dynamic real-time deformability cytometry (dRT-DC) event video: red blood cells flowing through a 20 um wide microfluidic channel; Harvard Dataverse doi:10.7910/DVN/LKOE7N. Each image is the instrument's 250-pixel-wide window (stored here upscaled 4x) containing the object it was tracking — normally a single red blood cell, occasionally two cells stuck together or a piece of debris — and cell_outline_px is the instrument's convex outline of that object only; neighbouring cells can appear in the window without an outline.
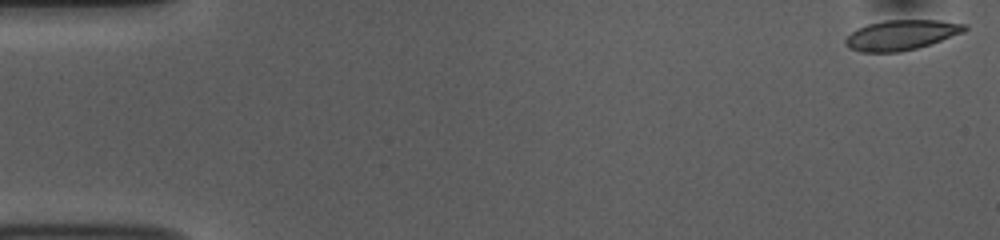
{"species": "common noctule bat (a hibernating species)", "species_latin": "Nyctalus noctula", "temperature_condition": "room temperature", "stored_images_in_passage": 53, "camera_frame_rate_fps": 3000, "um_per_image_px": 0.085, "animal": {"sex": "female", "body_mass_g": 10.0, "forearm_length_mm": 53.1}, "frame": {"image": 1, "passage_image": 1, "time_ms": 0.0, "image_size_px": [1000, 240], "cell_outline_px": [[968, 28], [964, 32], [932, 44], [900, 52], [860, 52], [844, 44], [844, 40], [856, 28], [868, 24], [884, 20], [940, 20], [968, 24]], "centroid_in_image_um": [76.64, 2.97], "position_along_channel_um": 8.4, "area_um2": 21.04}}
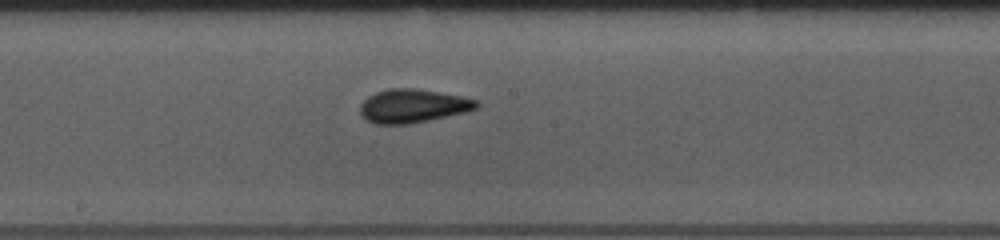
{"frame": {"image": 2, "passage_image": 28, "time_ms": 9.0, "image_size_px": [1000, 240], "cell_outline_px": [[480, 104], [476, 108], [464, 112], [428, 120], [408, 124], [372, 124], [364, 120], [360, 116], [360, 104], [368, 96], [376, 92], [388, 88], [416, 88], [460, 96], [476, 100]], "centroid_in_image_um": [35.01, 9.01], "position_along_channel_um": 213.2, "area_um2": 22.77}}
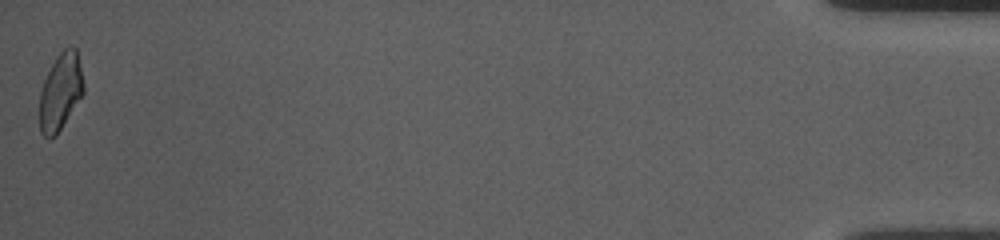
{"frame": {"image": 3, "passage_image": 53, "time_ms": 17.333, "image_size_px": [1000, 240], "cell_outline_px": [[84, 92], [56, 136], [44, 136], [40, 132], [40, 92], [44, 80], [56, 56], [64, 48], [72, 44], [76, 48], [84, 84]], "centroid_in_image_um": [5.15, 7.76], "position_along_channel_um": 430.1, "area_um2": 19.54}, "authors_computed_cell_mechanics": {"area_um2": 21.1548, "velocity_mm_per_s": 3.7465, "shape_relaxation_time_tau1_ms": 5.6419, "shape_relaxation_time_tau2_ms": 1.7347, "deformation_change_tau1": 0.1352, "deformation_change_tau2": 0.0603}}